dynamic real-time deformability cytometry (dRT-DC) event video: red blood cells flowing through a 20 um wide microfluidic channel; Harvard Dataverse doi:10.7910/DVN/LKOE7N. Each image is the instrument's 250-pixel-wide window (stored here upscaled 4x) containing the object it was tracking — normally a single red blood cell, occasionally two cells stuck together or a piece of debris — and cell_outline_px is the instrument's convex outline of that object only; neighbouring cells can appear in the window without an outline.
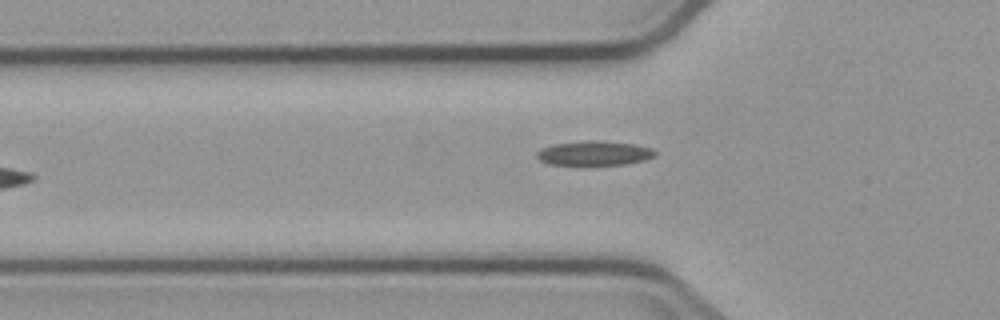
{"species": "common noctule bat (a hibernating species)", "species_latin": "Nyctalus noctula", "temperature_condition": "cold", "stored_images_in_passage": 7, "camera_frame_rate_fps": 3000, "um_per_image_px": 0.085, "animal": {"sex": "male", "body_mass_g": 23.1, "forearm_length_mm": 52.7}, "frame": {"image": 1, "passage_image": 7, "time_ms": 7.333, "image_size_px": [1000, 320], "cell_outline_px": [[656, 156], [644, 160], [628, 164], [548, 164], [540, 160], [536, 156], [536, 152], [540, 148], [556, 144], [592, 140], [632, 144], [652, 148], [656, 152]], "centroid_in_image_um": [50.52, 13.02], "position_along_channel_um": 75.3, "area_um2": 16.53}}